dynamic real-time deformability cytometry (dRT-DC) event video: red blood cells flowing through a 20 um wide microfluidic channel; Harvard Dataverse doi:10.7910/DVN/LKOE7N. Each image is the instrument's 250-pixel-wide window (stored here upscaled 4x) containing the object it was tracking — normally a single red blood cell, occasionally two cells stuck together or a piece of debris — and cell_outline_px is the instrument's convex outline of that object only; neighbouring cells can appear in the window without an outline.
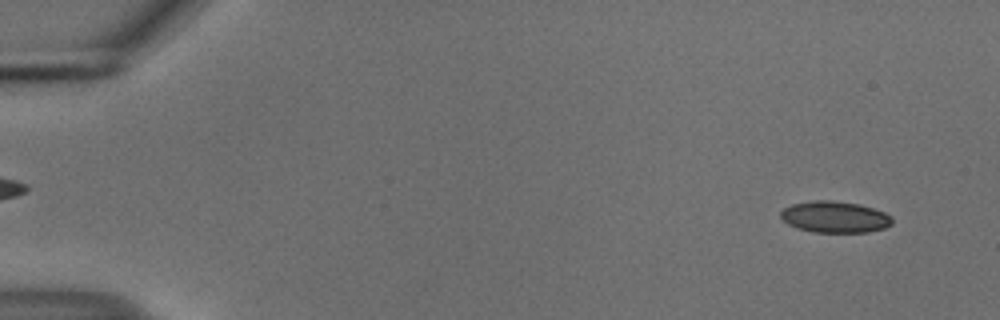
{"species": "common noctule bat (a hibernating species)", "species_latin": "Nyctalus noctula", "temperature_condition": "cold", "stored_images_in_passage": 54, "camera_frame_rate_fps": 3000, "um_per_image_px": 0.085, "animal": {"sex": "male", "body_mass_g": 18.8}, "frame": {"image": 1, "passage_image": 4, "time_ms": 1.0, "image_size_px": [1000, 320], "cell_outline_px": [[892, 224], [884, 228], [868, 232], [812, 232], [796, 228], [788, 224], [780, 216], [780, 212], [784, 208], [792, 204], [816, 200], [832, 200], [860, 204], [884, 212], [892, 216]], "centroid_in_image_um": [70.96, 18.44], "position_along_channel_um": 14.0, "area_um2": 20.46}}
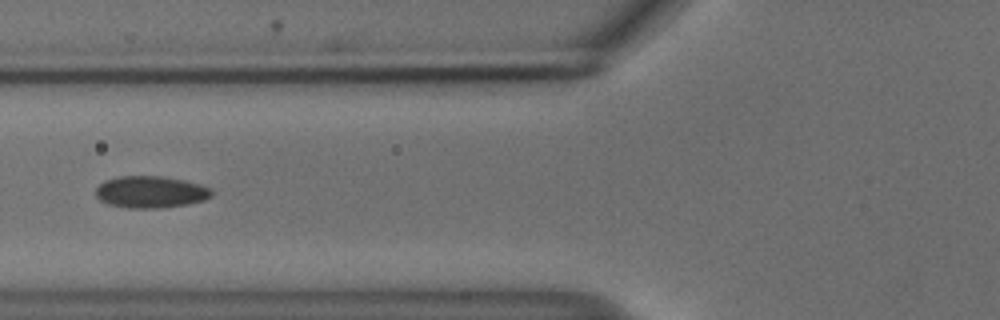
{"frame": {"image": 2, "passage_image": 22, "time_ms": 7.0, "image_size_px": [1000, 320], "cell_outline_px": [[212, 196], [204, 200], [188, 204], [156, 208], [128, 208], [108, 204], [100, 200], [96, 196], [96, 188], [104, 180], [116, 176], [164, 176], [184, 180], [200, 184], [212, 188]], "centroid_in_image_um": [12.8, 16.31], "position_along_channel_um": 113.0, "area_um2": 21.68}}
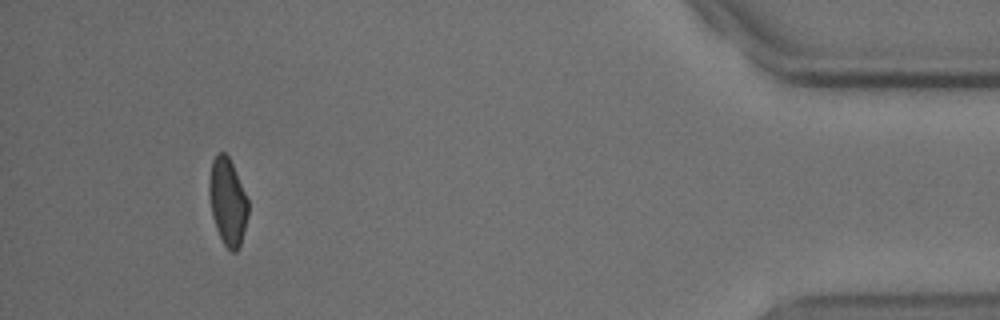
{"frame": {"image": 3, "passage_image": 51, "time_ms": 16.667, "image_size_px": [1000, 320], "cell_outline_px": [[248, 216], [240, 244], [236, 252], [232, 252], [224, 244], [216, 228], [212, 216], [208, 192], [208, 180], [212, 160], [220, 152], [224, 152], [228, 156], [232, 164], [248, 200]], "centroid_in_image_um": [19.33, 17.14], "position_along_channel_um": 415.9, "area_um2": 19.59}, "authors_computed_cell_mechanics": {"area_um2": 20.6924, "velocity_mm_per_s": 3.7439, "shape_relaxation_time_tau1_ms": null, "shape_relaxation_time_tau2_ms": 2.3229, "deformation_change_tau1": null, "deformation_change_tau2": 0.0613}}